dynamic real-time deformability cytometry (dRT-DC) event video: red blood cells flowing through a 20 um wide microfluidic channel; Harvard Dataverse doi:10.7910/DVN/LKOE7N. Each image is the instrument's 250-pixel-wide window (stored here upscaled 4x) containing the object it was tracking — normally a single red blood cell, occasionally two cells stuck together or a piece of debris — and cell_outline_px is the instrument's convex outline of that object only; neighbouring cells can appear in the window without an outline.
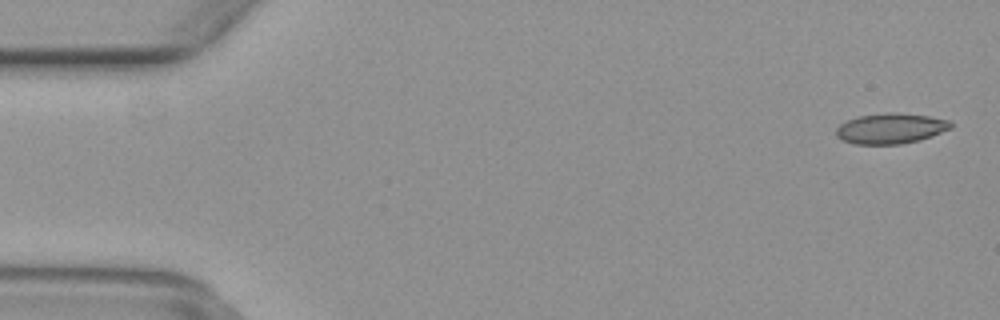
{"species": "common noctule bat (a hibernating species)", "species_latin": "Nyctalus noctula", "temperature_condition": "warm", "stored_images_in_passage": 48, "camera_frame_rate_fps": 3000, "um_per_image_px": 0.085, "animal": {"sex": "female", "body_mass_g": 29.2, "forearm_length_mm": 56.3}, "frame": {"image": 1, "passage_image": 2, "time_ms": 0.333, "image_size_px": [1000, 320], "cell_outline_px": [[952, 128], [932, 136], [920, 140], [900, 144], [852, 144], [836, 136], [836, 128], [840, 124], [848, 120], [860, 116], [888, 112], [896, 112], [928, 116], [948, 120], [952, 124]], "centroid_in_image_um": [75.71, 10.92], "position_along_channel_um": 9.3, "area_um2": 20.29}}
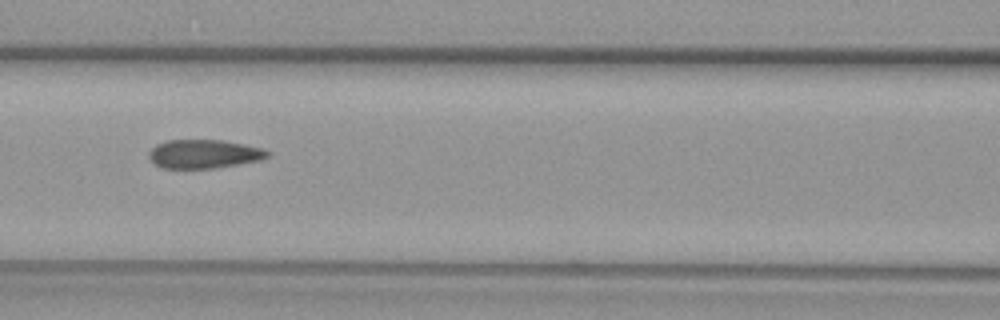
{"frame": {"image": 2, "passage_image": 22, "time_ms": 7.0, "image_size_px": [1000, 320], "cell_outline_px": [[268, 156], [260, 160], [212, 168], [160, 168], [148, 156], [148, 152], [156, 144], [168, 140], [224, 140], [264, 148], [268, 152]], "centroid_in_image_um": [17.31, 13.07], "position_along_channel_um": 149.3, "area_um2": 19.71}}
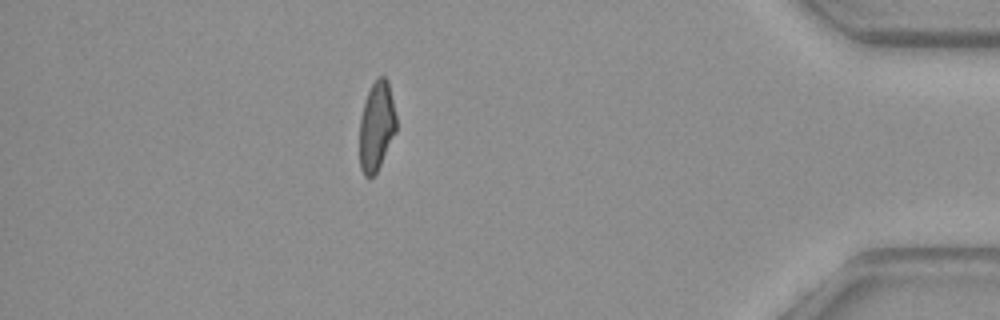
{"frame": {"image": 3, "passage_image": 44, "time_ms": 14.333, "image_size_px": [1000, 320], "cell_outline_px": [[396, 132], [376, 172], [372, 176], [364, 176], [360, 168], [360, 116], [364, 100], [372, 84], [380, 76], [384, 76], [388, 80], [396, 116]], "centroid_in_image_um": [32.0, 10.71], "position_along_channel_um": 403.2, "area_um2": 18.96}}